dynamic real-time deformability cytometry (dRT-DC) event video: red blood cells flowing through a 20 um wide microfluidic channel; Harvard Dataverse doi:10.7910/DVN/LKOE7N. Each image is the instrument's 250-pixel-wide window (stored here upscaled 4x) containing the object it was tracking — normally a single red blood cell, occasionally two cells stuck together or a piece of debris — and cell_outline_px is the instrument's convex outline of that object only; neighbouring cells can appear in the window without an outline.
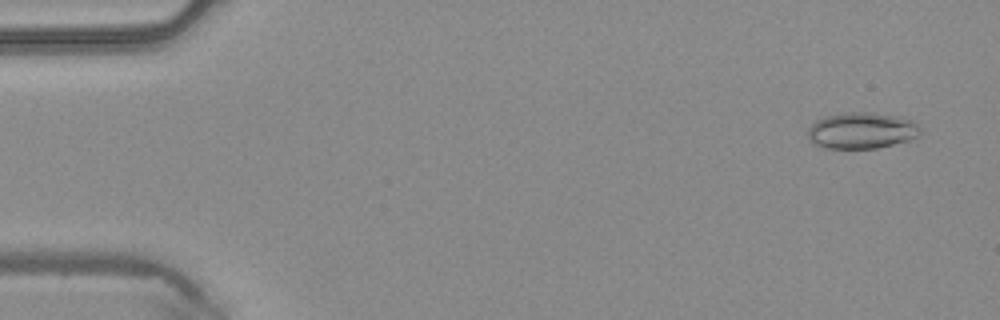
{"species": "common noctule bat (a hibernating species)", "species_latin": "Nyctalus noctula", "temperature_condition": "warm", "stored_images_in_passage": 48, "camera_frame_rate_fps": 3000, "um_per_image_px": 0.085, "animal": {"sex": "male", "body_mass_g": 20.4}, "frame": {"image": 1, "passage_image": 3, "time_ms": 0.667, "image_size_px": [1000, 320], "cell_outline_px": [[920, 136], [908, 140], [876, 148], [824, 148], [812, 144], [808, 140], [808, 128], [816, 120], [824, 116], [844, 112], [872, 112], [900, 116], [912, 120], [920, 124]], "centroid_in_image_um": [73.23, 11.08], "position_along_channel_um": 11.8, "area_um2": 24.16}}
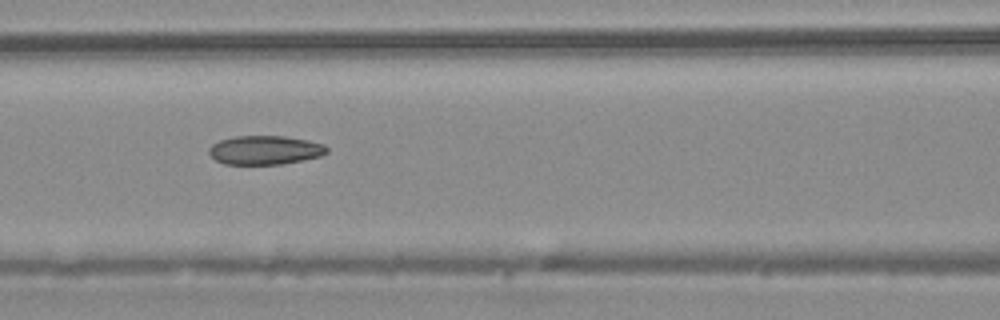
{"frame": {"image": 2, "passage_image": 21, "time_ms": 6.667, "image_size_px": [1000, 320], "cell_outline_px": [[328, 152], [320, 156], [280, 164], [224, 164], [216, 160], [208, 152], [208, 148], [212, 144], [220, 140], [236, 136], [284, 136], [308, 140], [324, 144], [328, 148]], "centroid_in_image_um": [22.51, 12.75], "position_along_channel_um": 144.1, "area_um2": 19.77}}
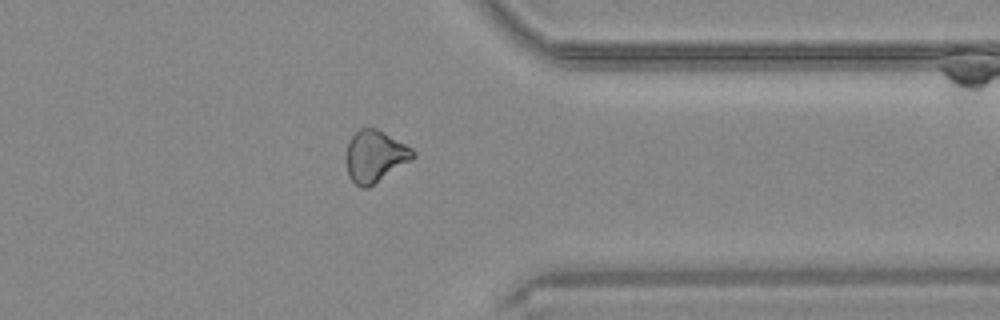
{"frame": {"image": 3, "passage_image": 38, "time_ms": 12.333, "image_size_px": [1000, 320], "cell_outline_px": [[416, 156], [368, 188], [360, 188], [348, 176], [348, 144], [352, 136], [360, 128], [376, 128], [384, 132], [412, 148], [416, 152]], "centroid_in_image_um": [31.89, 13.28], "position_along_channel_um": 379.5, "area_um2": 19.65}, "authors_computed_cell_mechanics": {"area_um2": 20.8369, "velocity_mm_per_s": 4.2708, "shape_relaxation_time_tau1_ms": null, "shape_relaxation_time_tau2_ms": 9.4547, "deformation_change_tau1": null, "deformation_change_tau2": 0.1893}}